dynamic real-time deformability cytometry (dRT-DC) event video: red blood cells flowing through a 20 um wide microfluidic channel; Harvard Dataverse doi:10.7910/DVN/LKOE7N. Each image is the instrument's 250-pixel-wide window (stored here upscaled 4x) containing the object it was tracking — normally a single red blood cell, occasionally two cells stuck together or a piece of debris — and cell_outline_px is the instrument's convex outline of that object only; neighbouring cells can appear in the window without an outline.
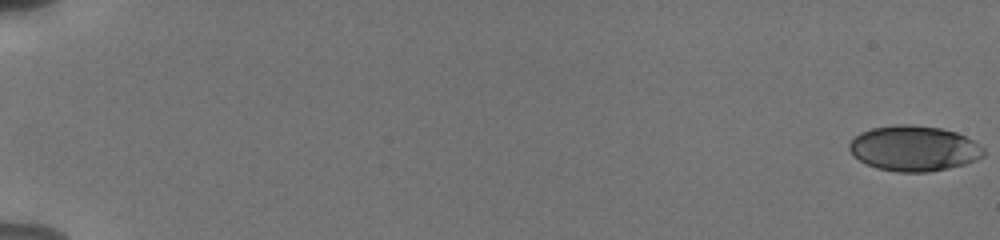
{"species": "human", "species_latin": "Homo sapiens", "temperature_condition": "cold", "stored_images_in_passage": 57, "camera_frame_rate_fps": 3000, "um_per_image_px": 0.085, "donor": {"sex": "male"}, "frame": {"image": 1, "passage_image": 1, "time_ms": 0.0, "image_size_px": [1000, 240], "cell_outline_px": [[984, 156], [976, 160], [964, 164], [948, 168], [928, 172], [896, 172], [876, 168], [852, 156], [848, 148], [848, 144], [860, 132], [872, 128], [896, 124], [912, 124], [940, 128], [956, 132], [980, 144], [984, 148]], "centroid_in_image_um": [77.67, 12.61], "position_along_channel_um": 7.3, "area_um2": 35.66}}
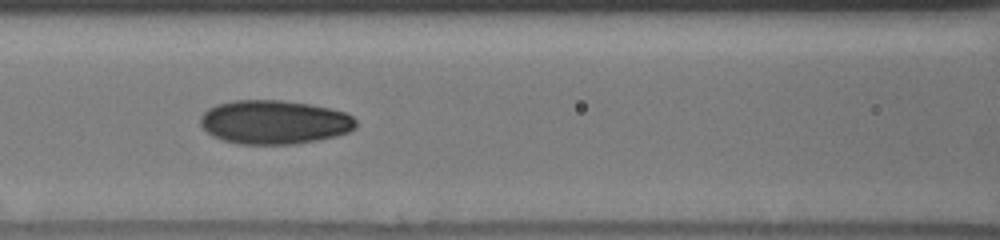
{"frame": {"image": 2, "passage_image": 28, "time_ms": 9.0, "image_size_px": [1000, 240], "cell_outline_px": [[356, 128], [348, 132], [336, 136], [320, 140], [296, 144], [240, 144], [224, 140], [212, 136], [200, 124], [200, 116], [208, 108], [216, 104], [232, 100], [280, 100], [308, 104], [328, 108], [344, 112], [352, 116], [356, 120]], "centroid_in_image_um": [23.31, 10.38], "position_along_channel_um": 143.3, "area_um2": 39.88}}
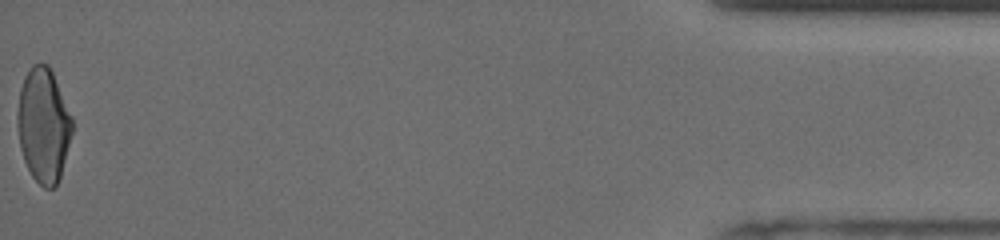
{"frame": {"image": 3, "passage_image": 57, "time_ms": 18.667, "image_size_px": [1000, 240], "cell_outline_px": [[72, 132], [60, 176], [56, 184], [52, 188], [44, 188], [32, 176], [24, 160], [20, 148], [16, 124], [16, 112], [20, 88], [24, 76], [32, 64], [48, 64], [52, 72], [72, 116]], "centroid_in_image_um": [3.66, 10.62], "position_along_channel_um": 431.5, "area_um2": 36.41}, "authors_computed_cell_mechanics": {"area_um2": 37.1654, "velocity_mm_per_s": 3.8142, "shape_relaxation_time_tau1_ms": null, "shape_relaxation_time_tau2_ms": 1.3934, "deformation_change_tau1": null, "deformation_change_tau2": 0.0611}}